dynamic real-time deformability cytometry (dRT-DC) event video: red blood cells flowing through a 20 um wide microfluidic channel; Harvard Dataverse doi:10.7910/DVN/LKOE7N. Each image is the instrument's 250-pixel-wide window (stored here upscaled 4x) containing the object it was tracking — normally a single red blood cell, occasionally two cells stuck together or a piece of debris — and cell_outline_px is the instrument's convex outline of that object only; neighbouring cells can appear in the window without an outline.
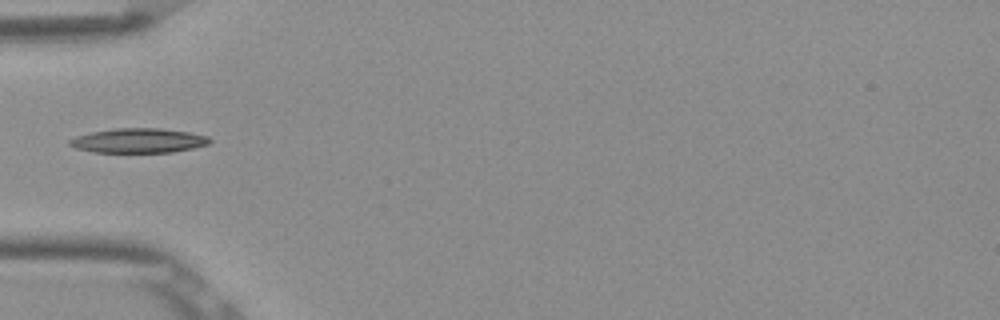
{"species": "Egyptian fruit bat (a non-hibernating species)", "species_latin": "Rousettus aegyptiacus", "temperature_condition": "room temperature", "stored_images_in_passage": 7, "camera_frame_rate_fps": 3000, "um_per_image_px": 0.085, "frame": {"image": 1, "passage_image": 5, "time_ms": 1.333, "image_size_px": [1000, 320], "cell_outline_px": [[212, 140], [208, 144], [192, 148], [172, 152], [92, 152], [76, 148], [68, 144], [68, 140], [76, 136], [92, 132], [116, 128], [160, 128], [188, 132], [208, 136]], "centroid_in_image_um": [11.76, 11.95], "position_along_channel_um": 73.2, "area_um2": 19.94}}
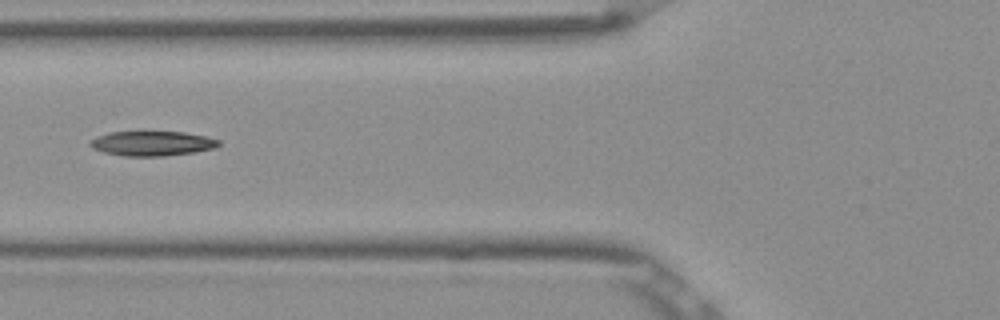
{"frame": {"image": 2, "passage_image": 6, "time_ms": 1.667, "image_size_px": [1000, 320], "cell_outline_px": [[220, 144], [216, 148], [192, 152], [164, 156], [124, 156], [104, 152], [92, 148], [88, 144], [96, 136], [108, 132], [140, 128], [144, 128], [184, 132], [204, 136], [220, 140]], "centroid_in_image_um": [12.88, 12.13], "position_along_channel_um": 112.9, "area_um2": 19.59}}
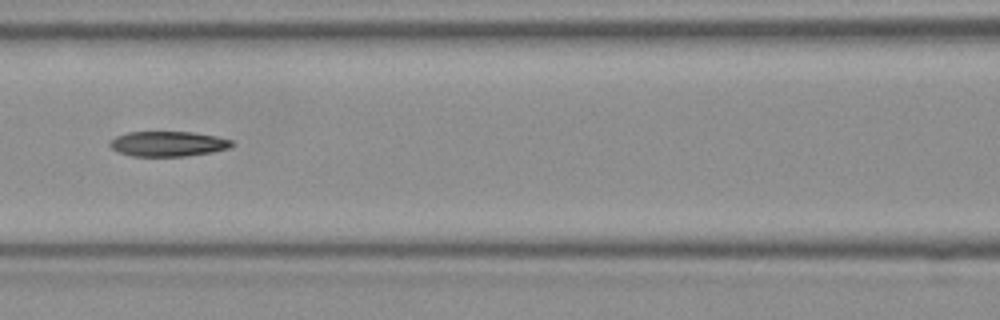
{"frame": {"image": 3, "passage_image": 7, "time_ms": 2.0, "image_size_px": [1000, 320], "cell_outline_px": [[232, 144], [228, 148], [212, 152], [184, 156], [132, 156], [116, 152], [108, 144], [116, 136], [128, 132], [192, 132], [216, 136], [232, 140]], "centroid_in_image_um": [14.24, 12.22], "position_along_channel_um": 152.4, "area_um2": 17.74}}